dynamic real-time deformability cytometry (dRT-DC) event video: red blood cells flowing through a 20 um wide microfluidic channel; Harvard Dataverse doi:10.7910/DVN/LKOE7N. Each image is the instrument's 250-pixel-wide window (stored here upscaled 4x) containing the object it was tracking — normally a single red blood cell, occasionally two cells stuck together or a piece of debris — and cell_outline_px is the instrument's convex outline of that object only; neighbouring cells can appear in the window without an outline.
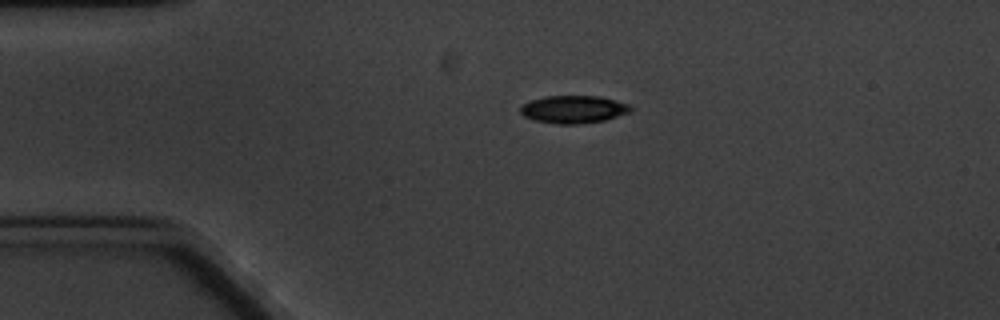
{"species": "common noctule bat (a hibernating species)", "species_latin": "Nyctalus noctula", "temperature_condition": "cold", "stored_images_in_passage": 2, "camera_frame_rate_fps": 3000, "um_per_image_px": 0.085, "animal": {"sex": "male", "body_mass_g": 20.1, "forearm_length_mm": 53.5}, "frame": {"image": 1, "passage_image": 1, "time_ms": 0.0, "image_size_px": [1000, 320], "cell_outline_px": [[632, 108], [628, 112], [604, 120], [580, 124], [556, 124], [532, 120], [524, 116], [520, 112], [520, 108], [524, 104], [532, 100], [544, 96], [600, 96], [616, 100], [628, 104]], "centroid_in_image_um": [48.72, 9.29], "position_along_channel_um": 36.3, "area_um2": 17.69}}